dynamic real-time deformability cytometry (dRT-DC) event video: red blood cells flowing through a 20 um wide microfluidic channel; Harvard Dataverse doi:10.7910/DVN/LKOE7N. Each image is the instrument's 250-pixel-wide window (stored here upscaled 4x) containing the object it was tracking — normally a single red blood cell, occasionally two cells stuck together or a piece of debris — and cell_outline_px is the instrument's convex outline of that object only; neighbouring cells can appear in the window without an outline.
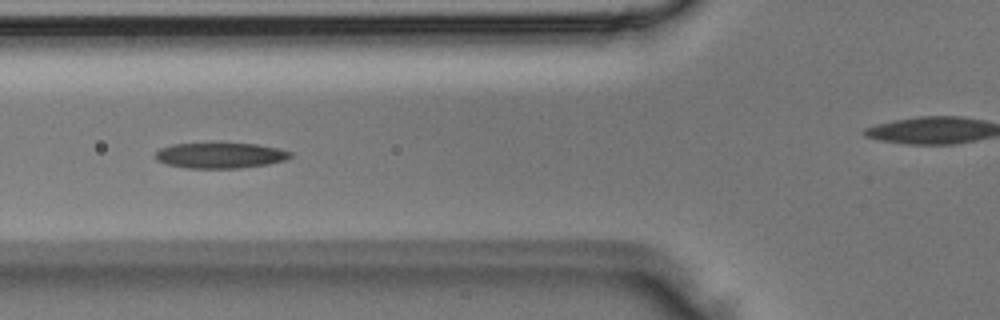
{"species": "Egyptian fruit bat (a non-hibernating species)", "species_latin": "Rousettus aegyptiacus", "temperature_condition": "room temperature", "stored_images_in_passage": 5, "segment_of_instrument_passage": [1, 2], "camera_frame_rate_fps": 3000, "um_per_image_px": 0.085, "animal": {"sex": "male"}, "frame": {"image": 1, "passage_image": 3, "time_ms": 0.667, "image_size_px": [1000, 320], "cell_outline_px": [[292, 156], [288, 160], [268, 164], [240, 168], [188, 168], [168, 164], [156, 160], [156, 152], [160, 148], [172, 144], [220, 140], [256, 144], [280, 148], [292, 152]], "centroid_in_image_um": [18.75, 13.16], "position_along_channel_um": 107.0, "area_um2": 21.21}}
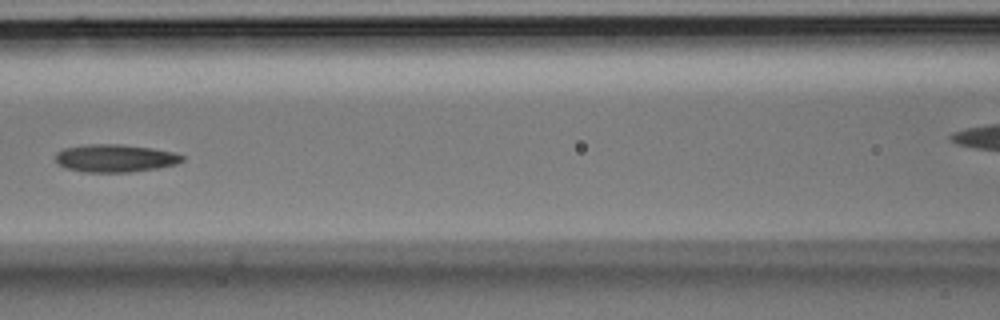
{"frame": {"image": 2, "passage_image": 4, "time_ms": 1.0, "image_size_px": [1000, 320], "cell_outline_px": [[184, 160], [176, 164], [156, 168], [128, 172], [84, 172], [68, 168], [60, 164], [56, 160], [56, 152], [64, 148], [84, 144], [120, 144], [152, 148], [176, 152], [184, 156]], "centroid_in_image_um": [9.81, 13.43], "position_along_channel_um": 156.8, "area_um2": 20.46}}